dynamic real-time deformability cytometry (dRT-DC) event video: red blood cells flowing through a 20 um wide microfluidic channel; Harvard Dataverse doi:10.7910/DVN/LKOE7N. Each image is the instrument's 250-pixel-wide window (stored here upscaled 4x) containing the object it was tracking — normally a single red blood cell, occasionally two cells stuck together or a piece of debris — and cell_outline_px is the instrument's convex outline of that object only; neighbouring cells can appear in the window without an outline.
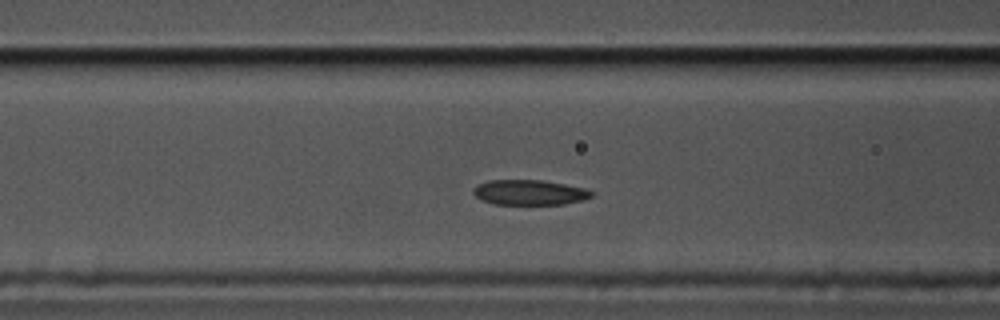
{"species": "common noctule bat (a hibernating species)", "species_latin": "Nyctalus noctula", "temperature_condition": "cold", "stored_images_in_passage": 42, "camera_frame_rate_fps": 3000, "um_per_image_px": 0.085, "animal": {"sex": "male", "body_mass_g": 17.5, "forearm_length_mm": 52.3}, "frame": {"image": 1, "passage_image": 6, "time_ms": 1.667, "image_size_px": [1000, 320], "cell_outline_px": [[592, 196], [580, 200], [564, 204], [492, 204], [480, 200], [472, 192], [472, 188], [476, 184], [488, 180], [540, 180], [564, 184], [584, 188], [592, 192]], "centroid_in_image_um": [44.91, 16.35], "position_along_channel_um": 121.7, "area_um2": 17.28}}
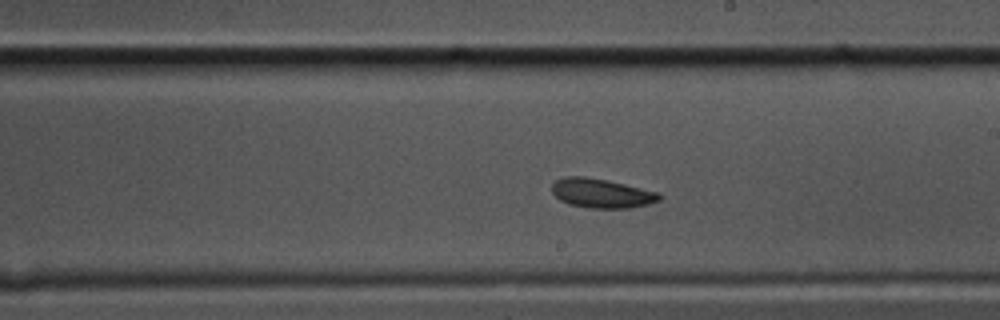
{"frame": {"image": 2, "passage_image": 16, "time_ms": 5.0, "image_size_px": [1000, 320], "cell_outline_px": [[664, 196], [660, 200], [648, 204], [628, 208], [592, 208], [568, 204], [560, 200], [552, 192], [552, 184], [556, 180], [564, 176], [584, 176], [608, 180], [660, 192]], "centroid_in_image_um": [51.16, 16.42], "position_along_channel_um": 237.8, "area_um2": 18.5}}
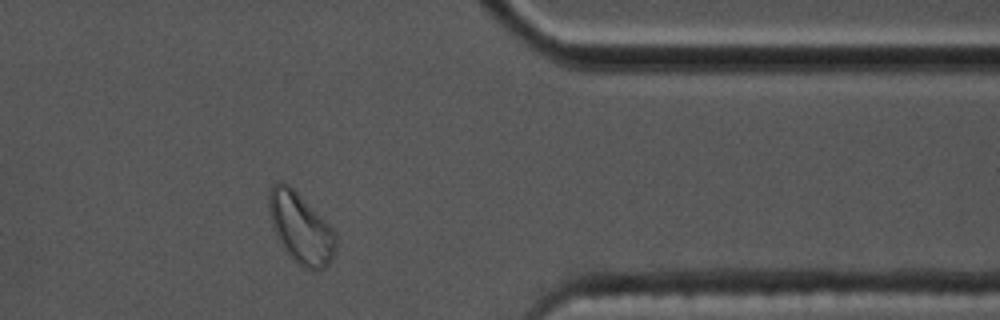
{"frame": {"image": 3, "passage_image": 30, "time_ms": 9.667, "image_size_px": [1000, 320], "cell_outline_px": [[336, 244], [332, 260], [324, 268], [316, 272], [312, 272], [296, 264], [288, 256], [280, 244], [276, 236], [268, 212], [268, 196], [272, 184], [280, 180], [288, 184], [336, 232]], "centroid_in_image_um": [25.53, 19.44], "position_along_channel_um": 385.9, "area_um2": 27.69}}